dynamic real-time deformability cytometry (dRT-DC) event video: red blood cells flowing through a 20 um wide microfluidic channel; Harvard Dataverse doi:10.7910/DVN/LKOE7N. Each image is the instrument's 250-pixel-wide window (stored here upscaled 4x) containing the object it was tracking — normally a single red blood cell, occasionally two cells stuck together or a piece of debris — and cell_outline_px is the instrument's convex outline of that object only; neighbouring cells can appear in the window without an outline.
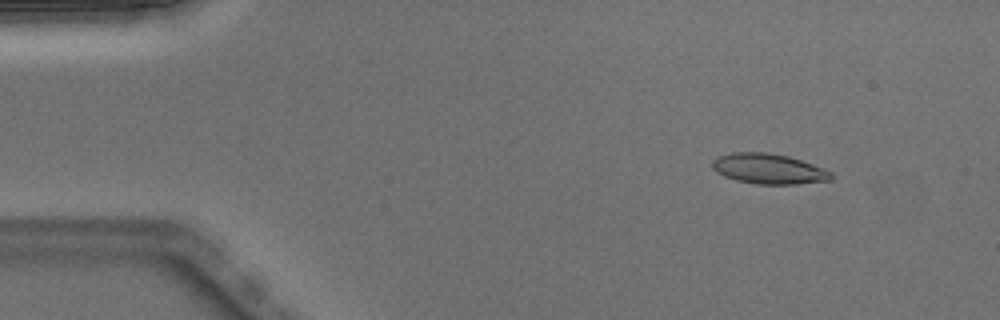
{"species": "Egyptian fruit bat (a non-hibernating species)", "species_latin": "Rousettus aegyptiacus", "temperature_condition": "warm", "stored_images_in_passage": 49, "camera_frame_rate_fps": 3000, "um_per_image_px": 0.085, "animal": {"sex": "male"}, "frame": {"image": 1, "passage_image": 5, "time_ms": 1.333, "image_size_px": [1000, 320], "cell_outline_px": [[832, 180], [796, 184], [756, 184], [736, 180], [724, 176], [716, 172], [712, 168], [712, 160], [716, 156], [732, 152], [764, 152], [788, 156], [824, 168], [832, 172]], "centroid_in_image_um": [65.31, 14.35], "position_along_channel_um": 19.7, "area_um2": 21.04}}
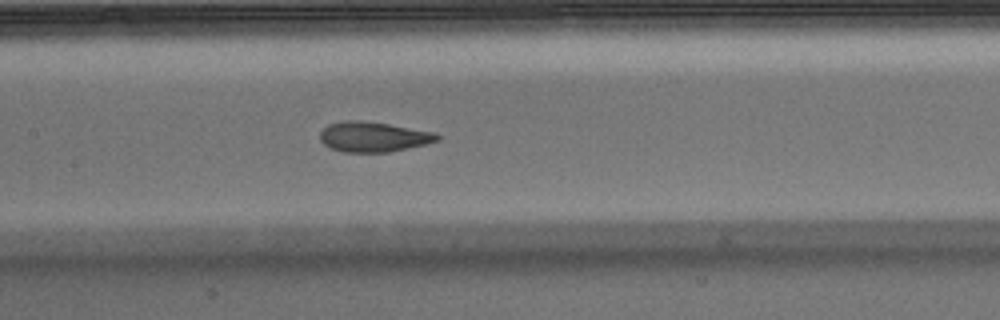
{"frame": {"image": 2, "passage_image": 23, "time_ms": 7.333, "image_size_px": [1000, 320], "cell_outline_px": [[440, 140], [408, 148], [388, 152], [344, 152], [332, 148], [324, 144], [320, 140], [320, 132], [328, 124], [348, 120], [360, 120], [388, 124], [436, 132], [440, 136]], "centroid_in_image_um": [31.75, 11.62], "position_along_channel_um": 175.7, "area_um2": 20.46}}
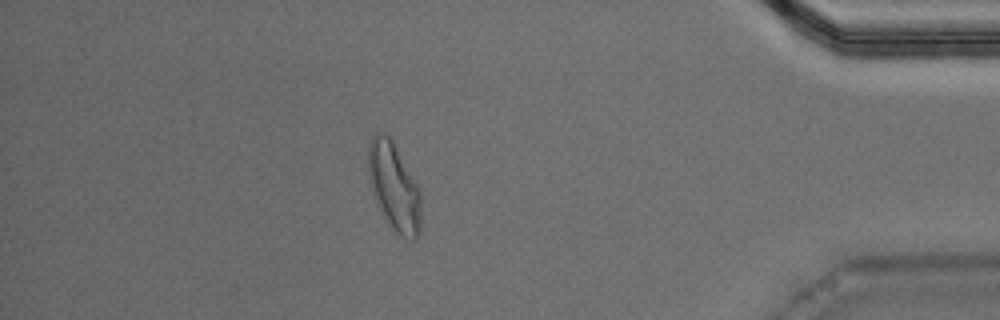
{"frame": {"image": 3, "passage_image": 43, "time_ms": 14.0, "image_size_px": [1000, 320], "cell_outline_px": [[420, 232], [416, 240], [412, 240], [396, 232], [392, 228], [384, 216], [376, 196], [368, 172], [368, 144], [372, 136], [376, 132], [384, 132], [392, 140], [416, 184], [420, 192]], "centroid_in_image_um": [33.5, 15.85], "position_along_channel_um": 401.7, "area_um2": 26.13}, "authors_computed_cell_mechanics": {"area_um2": 20.9236, "velocity_mm_per_s": 4.0113, "shape_relaxation_time_tau1_ms": 5.7402, "shape_relaxation_time_tau2_ms": 1.0622, "deformation_change_tau1": 0.2278, "deformation_change_tau2": 0.0809}}